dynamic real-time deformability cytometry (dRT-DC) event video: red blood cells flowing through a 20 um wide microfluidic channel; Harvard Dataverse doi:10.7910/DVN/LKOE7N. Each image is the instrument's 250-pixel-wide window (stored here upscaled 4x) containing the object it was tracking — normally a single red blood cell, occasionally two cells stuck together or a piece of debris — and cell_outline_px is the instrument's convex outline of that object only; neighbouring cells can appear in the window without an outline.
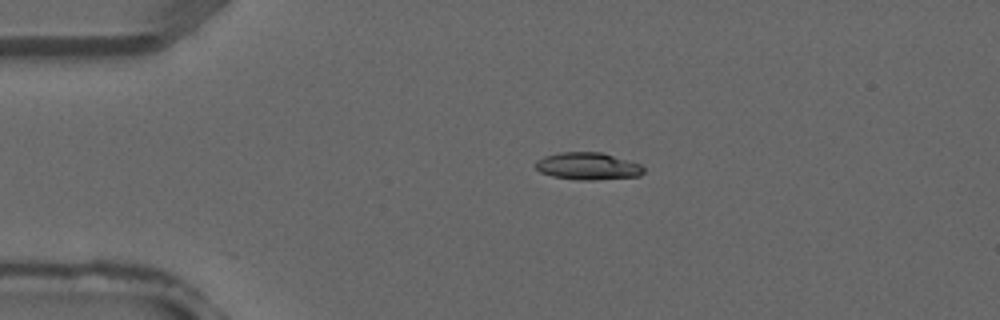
{"species": "common noctule bat (a hibernating species)", "species_latin": "Nyctalus noctula", "temperature_condition": "warm", "stored_images_in_passage": 3, "camera_frame_rate_fps": 3000, "um_per_image_px": 0.085, "animal": {"sex": "male", "forearm_length_mm": 52.5}, "frame": {"image": 1, "passage_image": 1, "time_ms": 0.0, "image_size_px": [1000, 320], "cell_outline_px": [[644, 172], [640, 176], [592, 180], [580, 180], [552, 176], [540, 172], [536, 168], [536, 160], [544, 156], [560, 152], [600, 152], [640, 164], [644, 168]], "centroid_in_image_um": [49.95, 14.12], "position_along_channel_um": 35.1, "area_um2": 17.05}}